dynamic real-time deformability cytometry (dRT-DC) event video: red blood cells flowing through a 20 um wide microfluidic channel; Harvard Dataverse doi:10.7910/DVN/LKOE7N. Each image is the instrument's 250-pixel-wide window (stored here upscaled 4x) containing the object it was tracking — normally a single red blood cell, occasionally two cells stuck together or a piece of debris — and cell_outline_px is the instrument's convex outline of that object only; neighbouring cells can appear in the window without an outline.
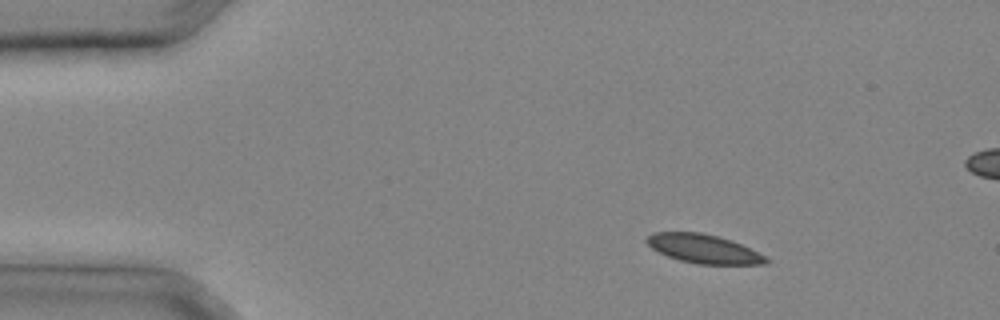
{"species": "common noctule bat (a hibernating species)", "species_latin": "Nyctalus noctula", "temperature_condition": "cold", "stored_images_in_passage": 31, "segment_of_instrument_passage": [1, 2], "camera_frame_rate_fps": 3000, "um_per_image_px": 0.085, "animal": {"sex": "male", "body_mass_g": 20.4}, "frame": {"image": 1, "passage_image": 4, "time_ms": 1.0, "image_size_px": [1000, 320], "cell_outline_px": [[768, 264], [700, 264], [680, 260], [668, 256], [652, 248], [644, 240], [652, 232], [700, 232], [720, 236], [732, 240], [764, 256], [768, 260]], "centroid_in_image_um": [59.78, 21.13], "position_along_channel_um": 25.2, "area_um2": 19.83}}
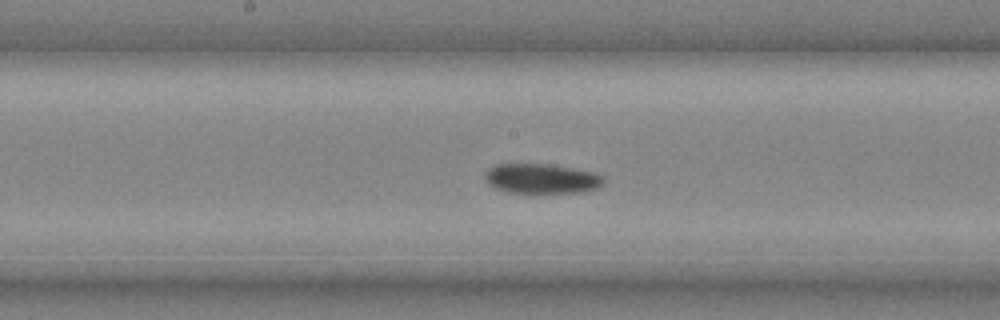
{"frame": {"image": 2, "passage_image": 16, "time_ms": 5.0, "image_size_px": [1000, 320], "cell_outline_px": [[604, 184], [596, 188], [580, 192], [544, 196], [508, 192], [496, 188], [488, 184], [484, 180], [484, 172], [488, 168], [496, 164], [548, 164], [596, 172], [604, 176]], "centroid_in_image_um": [46.03, 15.23], "position_along_channel_um": 202.2, "area_um2": 21.68}}
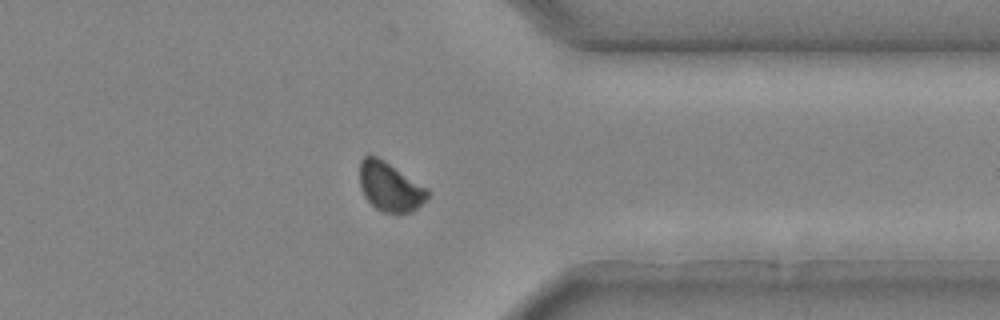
{"frame": {"image": 3, "passage_image": 25, "time_ms": 8.0, "image_size_px": [1000, 320], "cell_outline_px": [[432, 192], [416, 208], [408, 212], [384, 212], [376, 208], [364, 196], [360, 184], [360, 160], [368, 152], [384, 160], [428, 188]], "centroid_in_image_um": [33.13, 15.83], "position_along_channel_um": 378.3, "area_um2": 19.31}}